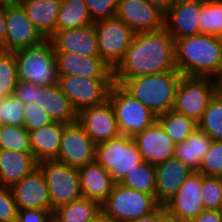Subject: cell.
Listing matches in <instances>:
<instances>
[{
    "mask_svg": "<svg viewBox=\"0 0 222 222\" xmlns=\"http://www.w3.org/2000/svg\"><path fill=\"white\" fill-rule=\"evenodd\" d=\"M163 222H174V221L167 217Z\"/></svg>",
    "mask_w": 222,
    "mask_h": 222,
    "instance_id": "cell-52",
    "label": "cell"
},
{
    "mask_svg": "<svg viewBox=\"0 0 222 222\" xmlns=\"http://www.w3.org/2000/svg\"><path fill=\"white\" fill-rule=\"evenodd\" d=\"M96 144L76 121L66 124L56 161L79 168L95 161Z\"/></svg>",
    "mask_w": 222,
    "mask_h": 222,
    "instance_id": "cell-14",
    "label": "cell"
},
{
    "mask_svg": "<svg viewBox=\"0 0 222 222\" xmlns=\"http://www.w3.org/2000/svg\"><path fill=\"white\" fill-rule=\"evenodd\" d=\"M116 16L135 34L161 30L164 13L148 0H118Z\"/></svg>",
    "mask_w": 222,
    "mask_h": 222,
    "instance_id": "cell-16",
    "label": "cell"
},
{
    "mask_svg": "<svg viewBox=\"0 0 222 222\" xmlns=\"http://www.w3.org/2000/svg\"><path fill=\"white\" fill-rule=\"evenodd\" d=\"M0 105H1V99H0ZM2 126V122H1V119H0V127Z\"/></svg>",
    "mask_w": 222,
    "mask_h": 222,
    "instance_id": "cell-54",
    "label": "cell"
},
{
    "mask_svg": "<svg viewBox=\"0 0 222 222\" xmlns=\"http://www.w3.org/2000/svg\"><path fill=\"white\" fill-rule=\"evenodd\" d=\"M77 122L95 144L120 135L115 111L109 100L79 111Z\"/></svg>",
    "mask_w": 222,
    "mask_h": 222,
    "instance_id": "cell-15",
    "label": "cell"
},
{
    "mask_svg": "<svg viewBox=\"0 0 222 222\" xmlns=\"http://www.w3.org/2000/svg\"><path fill=\"white\" fill-rule=\"evenodd\" d=\"M198 127L213 141H222V87L212 96Z\"/></svg>",
    "mask_w": 222,
    "mask_h": 222,
    "instance_id": "cell-32",
    "label": "cell"
},
{
    "mask_svg": "<svg viewBox=\"0 0 222 222\" xmlns=\"http://www.w3.org/2000/svg\"><path fill=\"white\" fill-rule=\"evenodd\" d=\"M219 38H220V41H221V44H222V34L219 36Z\"/></svg>",
    "mask_w": 222,
    "mask_h": 222,
    "instance_id": "cell-53",
    "label": "cell"
},
{
    "mask_svg": "<svg viewBox=\"0 0 222 222\" xmlns=\"http://www.w3.org/2000/svg\"><path fill=\"white\" fill-rule=\"evenodd\" d=\"M24 127L30 132L54 122L36 103L24 105Z\"/></svg>",
    "mask_w": 222,
    "mask_h": 222,
    "instance_id": "cell-41",
    "label": "cell"
},
{
    "mask_svg": "<svg viewBox=\"0 0 222 222\" xmlns=\"http://www.w3.org/2000/svg\"><path fill=\"white\" fill-rule=\"evenodd\" d=\"M212 142L213 140L198 127L184 142L176 144L174 157L181 160L193 172L198 171Z\"/></svg>",
    "mask_w": 222,
    "mask_h": 222,
    "instance_id": "cell-28",
    "label": "cell"
},
{
    "mask_svg": "<svg viewBox=\"0 0 222 222\" xmlns=\"http://www.w3.org/2000/svg\"><path fill=\"white\" fill-rule=\"evenodd\" d=\"M191 222H222L221 210H203Z\"/></svg>",
    "mask_w": 222,
    "mask_h": 222,
    "instance_id": "cell-46",
    "label": "cell"
},
{
    "mask_svg": "<svg viewBox=\"0 0 222 222\" xmlns=\"http://www.w3.org/2000/svg\"><path fill=\"white\" fill-rule=\"evenodd\" d=\"M28 19L49 39L56 31L59 0H18Z\"/></svg>",
    "mask_w": 222,
    "mask_h": 222,
    "instance_id": "cell-27",
    "label": "cell"
},
{
    "mask_svg": "<svg viewBox=\"0 0 222 222\" xmlns=\"http://www.w3.org/2000/svg\"><path fill=\"white\" fill-rule=\"evenodd\" d=\"M159 206L153 195L116 183L101 210L117 222H128L151 213Z\"/></svg>",
    "mask_w": 222,
    "mask_h": 222,
    "instance_id": "cell-8",
    "label": "cell"
},
{
    "mask_svg": "<svg viewBox=\"0 0 222 222\" xmlns=\"http://www.w3.org/2000/svg\"><path fill=\"white\" fill-rule=\"evenodd\" d=\"M164 14L177 2V0H148Z\"/></svg>",
    "mask_w": 222,
    "mask_h": 222,
    "instance_id": "cell-48",
    "label": "cell"
},
{
    "mask_svg": "<svg viewBox=\"0 0 222 222\" xmlns=\"http://www.w3.org/2000/svg\"><path fill=\"white\" fill-rule=\"evenodd\" d=\"M17 211L10 187L0 186V222H16Z\"/></svg>",
    "mask_w": 222,
    "mask_h": 222,
    "instance_id": "cell-42",
    "label": "cell"
},
{
    "mask_svg": "<svg viewBox=\"0 0 222 222\" xmlns=\"http://www.w3.org/2000/svg\"><path fill=\"white\" fill-rule=\"evenodd\" d=\"M24 105L12 95L1 99L0 119L2 125L24 126Z\"/></svg>",
    "mask_w": 222,
    "mask_h": 222,
    "instance_id": "cell-38",
    "label": "cell"
},
{
    "mask_svg": "<svg viewBox=\"0 0 222 222\" xmlns=\"http://www.w3.org/2000/svg\"><path fill=\"white\" fill-rule=\"evenodd\" d=\"M201 201L204 210H221L222 177L202 174Z\"/></svg>",
    "mask_w": 222,
    "mask_h": 222,
    "instance_id": "cell-37",
    "label": "cell"
},
{
    "mask_svg": "<svg viewBox=\"0 0 222 222\" xmlns=\"http://www.w3.org/2000/svg\"><path fill=\"white\" fill-rule=\"evenodd\" d=\"M93 24L84 0L61 2L56 31L83 28Z\"/></svg>",
    "mask_w": 222,
    "mask_h": 222,
    "instance_id": "cell-30",
    "label": "cell"
},
{
    "mask_svg": "<svg viewBox=\"0 0 222 222\" xmlns=\"http://www.w3.org/2000/svg\"><path fill=\"white\" fill-rule=\"evenodd\" d=\"M134 140L142 160L157 166L174 157L175 146L158 121L143 131L135 134Z\"/></svg>",
    "mask_w": 222,
    "mask_h": 222,
    "instance_id": "cell-19",
    "label": "cell"
},
{
    "mask_svg": "<svg viewBox=\"0 0 222 222\" xmlns=\"http://www.w3.org/2000/svg\"><path fill=\"white\" fill-rule=\"evenodd\" d=\"M91 222H117L110 216L105 214L102 210L97 214Z\"/></svg>",
    "mask_w": 222,
    "mask_h": 222,
    "instance_id": "cell-49",
    "label": "cell"
},
{
    "mask_svg": "<svg viewBox=\"0 0 222 222\" xmlns=\"http://www.w3.org/2000/svg\"><path fill=\"white\" fill-rule=\"evenodd\" d=\"M220 87L221 82L211 77L182 76L176 89L173 110L199 122Z\"/></svg>",
    "mask_w": 222,
    "mask_h": 222,
    "instance_id": "cell-7",
    "label": "cell"
},
{
    "mask_svg": "<svg viewBox=\"0 0 222 222\" xmlns=\"http://www.w3.org/2000/svg\"><path fill=\"white\" fill-rule=\"evenodd\" d=\"M157 121L174 144L184 142L198 128L197 121L174 110L157 116Z\"/></svg>",
    "mask_w": 222,
    "mask_h": 222,
    "instance_id": "cell-31",
    "label": "cell"
},
{
    "mask_svg": "<svg viewBox=\"0 0 222 222\" xmlns=\"http://www.w3.org/2000/svg\"><path fill=\"white\" fill-rule=\"evenodd\" d=\"M166 218V209L164 205H160L156 210L152 211L151 213L128 222H163Z\"/></svg>",
    "mask_w": 222,
    "mask_h": 222,
    "instance_id": "cell-45",
    "label": "cell"
},
{
    "mask_svg": "<svg viewBox=\"0 0 222 222\" xmlns=\"http://www.w3.org/2000/svg\"><path fill=\"white\" fill-rule=\"evenodd\" d=\"M100 211V203L81 197L58 206L53 215L61 222H91Z\"/></svg>",
    "mask_w": 222,
    "mask_h": 222,
    "instance_id": "cell-29",
    "label": "cell"
},
{
    "mask_svg": "<svg viewBox=\"0 0 222 222\" xmlns=\"http://www.w3.org/2000/svg\"><path fill=\"white\" fill-rule=\"evenodd\" d=\"M38 167L46 179L53 209L82 197L77 168L56 160L40 162Z\"/></svg>",
    "mask_w": 222,
    "mask_h": 222,
    "instance_id": "cell-10",
    "label": "cell"
},
{
    "mask_svg": "<svg viewBox=\"0 0 222 222\" xmlns=\"http://www.w3.org/2000/svg\"><path fill=\"white\" fill-rule=\"evenodd\" d=\"M202 173L193 172L177 193L164 204L167 217L174 222H191L203 210L201 201Z\"/></svg>",
    "mask_w": 222,
    "mask_h": 222,
    "instance_id": "cell-13",
    "label": "cell"
},
{
    "mask_svg": "<svg viewBox=\"0 0 222 222\" xmlns=\"http://www.w3.org/2000/svg\"><path fill=\"white\" fill-rule=\"evenodd\" d=\"M108 100L115 111L120 135L133 137L157 121L149 108L117 83H113Z\"/></svg>",
    "mask_w": 222,
    "mask_h": 222,
    "instance_id": "cell-6",
    "label": "cell"
},
{
    "mask_svg": "<svg viewBox=\"0 0 222 222\" xmlns=\"http://www.w3.org/2000/svg\"><path fill=\"white\" fill-rule=\"evenodd\" d=\"M200 34H222V3L215 0H204L200 11Z\"/></svg>",
    "mask_w": 222,
    "mask_h": 222,
    "instance_id": "cell-36",
    "label": "cell"
},
{
    "mask_svg": "<svg viewBox=\"0 0 222 222\" xmlns=\"http://www.w3.org/2000/svg\"><path fill=\"white\" fill-rule=\"evenodd\" d=\"M95 160L116 183L143 161L134 140L126 135L96 144Z\"/></svg>",
    "mask_w": 222,
    "mask_h": 222,
    "instance_id": "cell-5",
    "label": "cell"
},
{
    "mask_svg": "<svg viewBox=\"0 0 222 222\" xmlns=\"http://www.w3.org/2000/svg\"><path fill=\"white\" fill-rule=\"evenodd\" d=\"M59 77L113 78V70L100 58L55 53Z\"/></svg>",
    "mask_w": 222,
    "mask_h": 222,
    "instance_id": "cell-21",
    "label": "cell"
},
{
    "mask_svg": "<svg viewBox=\"0 0 222 222\" xmlns=\"http://www.w3.org/2000/svg\"><path fill=\"white\" fill-rule=\"evenodd\" d=\"M175 66L188 77H211L222 81V44L214 35L199 34L177 39Z\"/></svg>",
    "mask_w": 222,
    "mask_h": 222,
    "instance_id": "cell-2",
    "label": "cell"
},
{
    "mask_svg": "<svg viewBox=\"0 0 222 222\" xmlns=\"http://www.w3.org/2000/svg\"><path fill=\"white\" fill-rule=\"evenodd\" d=\"M17 210L41 209L54 210L47 182L43 172L38 167L31 174L10 187Z\"/></svg>",
    "mask_w": 222,
    "mask_h": 222,
    "instance_id": "cell-18",
    "label": "cell"
},
{
    "mask_svg": "<svg viewBox=\"0 0 222 222\" xmlns=\"http://www.w3.org/2000/svg\"><path fill=\"white\" fill-rule=\"evenodd\" d=\"M156 168L155 199L160 205L168 202L193 171L175 157L165 160Z\"/></svg>",
    "mask_w": 222,
    "mask_h": 222,
    "instance_id": "cell-22",
    "label": "cell"
},
{
    "mask_svg": "<svg viewBox=\"0 0 222 222\" xmlns=\"http://www.w3.org/2000/svg\"><path fill=\"white\" fill-rule=\"evenodd\" d=\"M38 168L32 153L0 150V186L11 187Z\"/></svg>",
    "mask_w": 222,
    "mask_h": 222,
    "instance_id": "cell-26",
    "label": "cell"
},
{
    "mask_svg": "<svg viewBox=\"0 0 222 222\" xmlns=\"http://www.w3.org/2000/svg\"><path fill=\"white\" fill-rule=\"evenodd\" d=\"M119 183L127 188L135 189L155 197L156 168L154 165L142 161Z\"/></svg>",
    "mask_w": 222,
    "mask_h": 222,
    "instance_id": "cell-33",
    "label": "cell"
},
{
    "mask_svg": "<svg viewBox=\"0 0 222 222\" xmlns=\"http://www.w3.org/2000/svg\"><path fill=\"white\" fill-rule=\"evenodd\" d=\"M49 39L53 42L55 53L99 57L94 24L83 28L55 31Z\"/></svg>",
    "mask_w": 222,
    "mask_h": 222,
    "instance_id": "cell-20",
    "label": "cell"
},
{
    "mask_svg": "<svg viewBox=\"0 0 222 222\" xmlns=\"http://www.w3.org/2000/svg\"><path fill=\"white\" fill-rule=\"evenodd\" d=\"M82 197L102 203L108 198L116 182L108 170L96 160L77 168Z\"/></svg>",
    "mask_w": 222,
    "mask_h": 222,
    "instance_id": "cell-23",
    "label": "cell"
},
{
    "mask_svg": "<svg viewBox=\"0 0 222 222\" xmlns=\"http://www.w3.org/2000/svg\"><path fill=\"white\" fill-rule=\"evenodd\" d=\"M93 24L99 57L113 70L123 59L135 33L117 16Z\"/></svg>",
    "mask_w": 222,
    "mask_h": 222,
    "instance_id": "cell-9",
    "label": "cell"
},
{
    "mask_svg": "<svg viewBox=\"0 0 222 222\" xmlns=\"http://www.w3.org/2000/svg\"><path fill=\"white\" fill-rule=\"evenodd\" d=\"M177 70L175 42L163 27L161 30L137 33L123 59L113 69L114 83L122 85L127 79Z\"/></svg>",
    "mask_w": 222,
    "mask_h": 222,
    "instance_id": "cell-1",
    "label": "cell"
},
{
    "mask_svg": "<svg viewBox=\"0 0 222 222\" xmlns=\"http://www.w3.org/2000/svg\"><path fill=\"white\" fill-rule=\"evenodd\" d=\"M204 0H177L164 14V28L175 40L200 34V11Z\"/></svg>",
    "mask_w": 222,
    "mask_h": 222,
    "instance_id": "cell-17",
    "label": "cell"
},
{
    "mask_svg": "<svg viewBox=\"0 0 222 222\" xmlns=\"http://www.w3.org/2000/svg\"><path fill=\"white\" fill-rule=\"evenodd\" d=\"M17 64L18 80L37 86L58 83L59 75L53 42L46 39L41 44L13 51Z\"/></svg>",
    "mask_w": 222,
    "mask_h": 222,
    "instance_id": "cell-4",
    "label": "cell"
},
{
    "mask_svg": "<svg viewBox=\"0 0 222 222\" xmlns=\"http://www.w3.org/2000/svg\"><path fill=\"white\" fill-rule=\"evenodd\" d=\"M5 23V51L35 46L47 39L28 19L18 0L5 4Z\"/></svg>",
    "mask_w": 222,
    "mask_h": 222,
    "instance_id": "cell-12",
    "label": "cell"
},
{
    "mask_svg": "<svg viewBox=\"0 0 222 222\" xmlns=\"http://www.w3.org/2000/svg\"><path fill=\"white\" fill-rule=\"evenodd\" d=\"M92 22L116 16L118 0H84Z\"/></svg>",
    "mask_w": 222,
    "mask_h": 222,
    "instance_id": "cell-40",
    "label": "cell"
},
{
    "mask_svg": "<svg viewBox=\"0 0 222 222\" xmlns=\"http://www.w3.org/2000/svg\"><path fill=\"white\" fill-rule=\"evenodd\" d=\"M183 75L178 70L136 76L121 86L157 117L173 110L177 86Z\"/></svg>",
    "mask_w": 222,
    "mask_h": 222,
    "instance_id": "cell-3",
    "label": "cell"
},
{
    "mask_svg": "<svg viewBox=\"0 0 222 222\" xmlns=\"http://www.w3.org/2000/svg\"><path fill=\"white\" fill-rule=\"evenodd\" d=\"M13 0H0V5H5L8 4L10 2H12Z\"/></svg>",
    "mask_w": 222,
    "mask_h": 222,
    "instance_id": "cell-51",
    "label": "cell"
},
{
    "mask_svg": "<svg viewBox=\"0 0 222 222\" xmlns=\"http://www.w3.org/2000/svg\"><path fill=\"white\" fill-rule=\"evenodd\" d=\"M14 96H16L23 105L35 103L38 98V86L19 81Z\"/></svg>",
    "mask_w": 222,
    "mask_h": 222,
    "instance_id": "cell-43",
    "label": "cell"
},
{
    "mask_svg": "<svg viewBox=\"0 0 222 222\" xmlns=\"http://www.w3.org/2000/svg\"><path fill=\"white\" fill-rule=\"evenodd\" d=\"M197 172L203 175L222 177V141L212 142Z\"/></svg>",
    "mask_w": 222,
    "mask_h": 222,
    "instance_id": "cell-39",
    "label": "cell"
},
{
    "mask_svg": "<svg viewBox=\"0 0 222 222\" xmlns=\"http://www.w3.org/2000/svg\"><path fill=\"white\" fill-rule=\"evenodd\" d=\"M113 78L59 77L58 85L79 112L84 108L100 105L108 100Z\"/></svg>",
    "mask_w": 222,
    "mask_h": 222,
    "instance_id": "cell-11",
    "label": "cell"
},
{
    "mask_svg": "<svg viewBox=\"0 0 222 222\" xmlns=\"http://www.w3.org/2000/svg\"><path fill=\"white\" fill-rule=\"evenodd\" d=\"M48 222H61V221H60L59 219H57L54 215H52V216L49 218Z\"/></svg>",
    "mask_w": 222,
    "mask_h": 222,
    "instance_id": "cell-50",
    "label": "cell"
},
{
    "mask_svg": "<svg viewBox=\"0 0 222 222\" xmlns=\"http://www.w3.org/2000/svg\"><path fill=\"white\" fill-rule=\"evenodd\" d=\"M5 35H6L5 5H0V48L3 51H5Z\"/></svg>",
    "mask_w": 222,
    "mask_h": 222,
    "instance_id": "cell-47",
    "label": "cell"
},
{
    "mask_svg": "<svg viewBox=\"0 0 222 222\" xmlns=\"http://www.w3.org/2000/svg\"><path fill=\"white\" fill-rule=\"evenodd\" d=\"M53 121L65 124L77 121L78 112L70 100L63 94L58 83L38 86V98L35 102Z\"/></svg>",
    "mask_w": 222,
    "mask_h": 222,
    "instance_id": "cell-24",
    "label": "cell"
},
{
    "mask_svg": "<svg viewBox=\"0 0 222 222\" xmlns=\"http://www.w3.org/2000/svg\"><path fill=\"white\" fill-rule=\"evenodd\" d=\"M17 64L14 52H0V99L14 95L18 85Z\"/></svg>",
    "mask_w": 222,
    "mask_h": 222,
    "instance_id": "cell-35",
    "label": "cell"
},
{
    "mask_svg": "<svg viewBox=\"0 0 222 222\" xmlns=\"http://www.w3.org/2000/svg\"><path fill=\"white\" fill-rule=\"evenodd\" d=\"M65 125V123L54 121L29 132L32 154L38 163L57 159Z\"/></svg>",
    "mask_w": 222,
    "mask_h": 222,
    "instance_id": "cell-25",
    "label": "cell"
},
{
    "mask_svg": "<svg viewBox=\"0 0 222 222\" xmlns=\"http://www.w3.org/2000/svg\"><path fill=\"white\" fill-rule=\"evenodd\" d=\"M0 150L32 153L29 131L24 126L2 125L0 127Z\"/></svg>",
    "mask_w": 222,
    "mask_h": 222,
    "instance_id": "cell-34",
    "label": "cell"
},
{
    "mask_svg": "<svg viewBox=\"0 0 222 222\" xmlns=\"http://www.w3.org/2000/svg\"><path fill=\"white\" fill-rule=\"evenodd\" d=\"M54 210L25 209L17 211L16 222H48Z\"/></svg>",
    "mask_w": 222,
    "mask_h": 222,
    "instance_id": "cell-44",
    "label": "cell"
}]
</instances>
